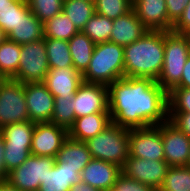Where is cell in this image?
<instances>
[{
  "label": "cell",
  "instance_id": "1",
  "mask_svg": "<svg viewBox=\"0 0 190 191\" xmlns=\"http://www.w3.org/2000/svg\"><path fill=\"white\" fill-rule=\"evenodd\" d=\"M111 120L128 129L156 126L168 120V93L150 78L124 77L108 86Z\"/></svg>",
  "mask_w": 190,
  "mask_h": 191
},
{
  "label": "cell",
  "instance_id": "2",
  "mask_svg": "<svg viewBox=\"0 0 190 191\" xmlns=\"http://www.w3.org/2000/svg\"><path fill=\"white\" fill-rule=\"evenodd\" d=\"M165 31L148 30L139 40L124 46V77L157 81L164 64Z\"/></svg>",
  "mask_w": 190,
  "mask_h": 191
},
{
  "label": "cell",
  "instance_id": "3",
  "mask_svg": "<svg viewBox=\"0 0 190 191\" xmlns=\"http://www.w3.org/2000/svg\"><path fill=\"white\" fill-rule=\"evenodd\" d=\"M82 78L85 83L106 86L124 78V46L110 41L97 43Z\"/></svg>",
  "mask_w": 190,
  "mask_h": 191
},
{
  "label": "cell",
  "instance_id": "4",
  "mask_svg": "<svg viewBox=\"0 0 190 191\" xmlns=\"http://www.w3.org/2000/svg\"><path fill=\"white\" fill-rule=\"evenodd\" d=\"M189 55L190 35L165 31L164 64L156 82L167 93L180 83Z\"/></svg>",
  "mask_w": 190,
  "mask_h": 191
},
{
  "label": "cell",
  "instance_id": "5",
  "mask_svg": "<svg viewBox=\"0 0 190 191\" xmlns=\"http://www.w3.org/2000/svg\"><path fill=\"white\" fill-rule=\"evenodd\" d=\"M91 157L123 167L129 157V129L113 122L85 141Z\"/></svg>",
  "mask_w": 190,
  "mask_h": 191
},
{
  "label": "cell",
  "instance_id": "6",
  "mask_svg": "<svg viewBox=\"0 0 190 191\" xmlns=\"http://www.w3.org/2000/svg\"><path fill=\"white\" fill-rule=\"evenodd\" d=\"M48 71L45 38L21 45L18 71L12 79L23 84L44 82Z\"/></svg>",
  "mask_w": 190,
  "mask_h": 191
},
{
  "label": "cell",
  "instance_id": "7",
  "mask_svg": "<svg viewBox=\"0 0 190 191\" xmlns=\"http://www.w3.org/2000/svg\"><path fill=\"white\" fill-rule=\"evenodd\" d=\"M29 120L24 84L12 78L0 85V128Z\"/></svg>",
  "mask_w": 190,
  "mask_h": 191
},
{
  "label": "cell",
  "instance_id": "8",
  "mask_svg": "<svg viewBox=\"0 0 190 191\" xmlns=\"http://www.w3.org/2000/svg\"><path fill=\"white\" fill-rule=\"evenodd\" d=\"M56 162L53 157L30 155L20 166L9 172L7 181L21 191H38L42 180Z\"/></svg>",
  "mask_w": 190,
  "mask_h": 191
},
{
  "label": "cell",
  "instance_id": "9",
  "mask_svg": "<svg viewBox=\"0 0 190 191\" xmlns=\"http://www.w3.org/2000/svg\"><path fill=\"white\" fill-rule=\"evenodd\" d=\"M129 156L147 160H165L161 124L129 129Z\"/></svg>",
  "mask_w": 190,
  "mask_h": 191
},
{
  "label": "cell",
  "instance_id": "10",
  "mask_svg": "<svg viewBox=\"0 0 190 191\" xmlns=\"http://www.w3.org/2000/svg\"><path fill=\"white\" fill-rule=\"evenodd\" d=\"M169 167L165 160H147L129 156L121 171L126 177L158 191Z\"/></svg>",
  "mask_w": 190,
  "mask_h": 191
},
{
  "label": "cell",
  "instance_id": "11",
  "mask_svg": "<svg viewBox=\"0 0 190 191\" xmlns=\"http://www.w3.org/2000/svg\"><path fill=\"white\" fill-rule=\"evenodd\" d=\"M75 118L93 113H109L108 86L83 82L74 94Z\"/></svg>",
  "mask_w": 190,
  "mask_h": 191
},
{
  "label": "cell",
  "instance_id": "12",
  "mask_svg": "<svg viewBox=\"0 0 190 191\" xmlns=\"http://www.w3.org/2000/svg\"><path fill=\"white\" fill-rule=\"evenodd\" d=\"M67 138L68 130L64 127L52 122L35 123L31 154L56 158Z\"/></svg>",
  "mask_w": 190,
  "mask_h": 191
},
{
  "label": "cell",
  "instance_id": "13",
  "mask_svg": "<svg viewBox=\"0 0 190 191\" xmlns=\"http://www.w3.org/2000/svg\"><path fill=\"white\" fill-rule=\"evenodd\" d=\"M164 158L172 166H186L190 158V138L169 120L161 123Z\"/></svg>",
  "mask_w": 190,
  "mask_h": 191
},
{
  "label": "cell",
  "instance_id": "14",
  "mask_svg": "<svg viewBox=\"0 0 190 191\" xmlns=\"http://www.w3.org/2000/svg\"><path fill=\"white\" fill-rule=\"evenodd\" d=\"M24 95L29 120L34 123L51 122L54 111V96L43 82L25 83Z\"/></svg>",
  "mask_w": 190,
  "mask_h": 191
},
{
  "label": "cell",
  "instance_id": "15",
  "mask_svg": "<svg viewBox=\"0 0 190 191\" xmlns=\"http://www.w3.org/2000/svg\"><path fill=\"white\" fill-rule=\"evenodd\" d=\"M121 173V167L118 165L92 158L81 171L80 177L81 181L99 191H107L113 187Z\"/></svg>",
  "mask_w": 190,
  "mask_h": 191
},
{
  "label": "cell",
  "instance_id": "16",
  "mask_svg": "<svg viewBox=\"0 0 190 191\" xmlns=\"http://www.w3.org/2000/svg\"><path fill=\"white\" fill-rule=\"evenodd\" d=\"M43 83L54 97H74L83 78L74 67L54 68L49 69Z\"/></svg>",
  "mask_w": 190,
  "mask_h": 191
},
{
  "label": "cell",
  "instance_id": "17",
  "mask_svg": "<svg viewBox=\"0 0 190 191\" xmlns=\"http://www.w3.org/2000/svg\"><path fill=\"white\" fill-rule=\"evenodd\" d=\"M132 9L148 30L169 31L165 0H136Z\"/></svg>",
  "mask_w": 190,
  "mask_h": 191
},
{
  "label": "cell",
  "instance_id": "18",
  "mask_svg": "<svg viewBox=\"0 0 190 191\" xmlns=\"http://www.w3.org/2000/svg\"><path fill=\"white\" fill-rule=\"evenodd\" d=\"M147 32L148 29L132 9L127 14L113 20V29L109 41L126 46L139 40Z\"/></svg>",
  "mask_w": 190,
  "mask_h": 191
},
{
  "label": "cell",
  "instance_id": "19",
  "mask_svg": "<svg viewBox=\"0 0 190 191\" xmlns=\"http://www.w3.org/2000/svg\"><path fill=\"white\" fill-rule=\"evenodd\" d=\"M111 123L110 113H93L76 118L68 130V137L85 142L102 132Z\"/></svg>",
  "mask_w": 190,
  "mask_h": 191
},
{
  "label": "cell",
  "instance_id": "20",
  "mask_svg": "<svg viewBox=\"0 0 190 191\" xmlns=\"http://www.w3.org/2000/svg\"><path fill=\"white\" fill-rule=\"evenodd\" d=\"M81 180L76 168L66 166L65 162H55L48 171L38 191H69L72 185Z\"/></svg>",
  "mask_w": 190,
  "mask_h": 191
},
{
  "label": "cell",
  "instance_id": "21",
  "mask_svg": "<svg viewBox=\"0 0 190 191\" xmlns=\"http://www.w3.org/2000/svg\"><path fill=\"white\" fill-rule=\"evenodd\" d=\"M6 38L20 45L41 40L44 38L43 23L28 9Z\"/></svg>",
  "mask_w": 190,
  "mask_h": 191
},
{
  "label": "cell",
  "instance_id": "22",
  "mask_svg": "<svg viewBox=\"0 0 190 191\" xmlns=\"http://www.w3.org/2000/svg\"><path fill=\"white\" fill-rule=\"evenodd\" d=\"M55 159L56 162H65L66 166L76 168V171L81 174V171L90 162L92 157L86 142L68 137Z\"/></svg>",
  "mask_w": 190,
  "mask_h": 191
},
{
  "label": "cell",
  "instance_id": "23",
  "mask_svg": "<svg viewBox=\"0 0 190 191\" xmlns=\"http://www.w3.org/2000/svg\"><path fill=\"white\" fill-rule=\"evenodd\" d=\"M73 67L83 74L89 66L95 43L82 31H78L69 41Z\"/></svg>",
  "mask_w": 190,
  "mask_h": 191
},
{
  "label": "cell",
  "instance_id": "24",
  "mask_svg": "<svg viewBox=\"0 0 190 191\" xmlns=\"http://www.w3.org/2000/svg\"><path fill=\"white\" fill-rule=\"evenodd\" d=\"M62 12L71 20L78 31H82L95 14V5L94 2L86 0H64Z\"/></svg>",
  "mask_w": 190,
  "mask_h": 191
},
{
  "label": "cell",
  "instance_id": "25",
  "mask_svg": "<svg viewBox=\"0 0 190 191\" xmlns=\"http://www.w3.org/2000/svg\"><path fill=\"white\" fill-rule=\"evenodd\" d=\"M35 123L30 120L4 125L0 133L5 145L31 146Z\"/></svg>",
  "mask_w": 190,
  "mask_h": 191
},
{
  "label": "cell",
  "instance_id": "26",
  "mask_svg": "<svg viewBox=\"0 0 190 191\" xmlns=\"http://www.w3.org/2000/svg\"><path fill=\"white\" fill-rule=\"evenodd\" d=\"M49 69L73 67L67 40L45 38Z\"/></svg>",
  "mask_w": 190,
  "mask_h": 191
},
{
  "label": "cell",
  "instance_id": "27",
  "mask_svg": "<svg viewBox=\"0 0 190 191\" xmlns=\"http://www.w3.org/2000/svg\"><path fill=\"white\" fill-rule=\"evenodd\" d=\"M21 45L6 38L0 45V73L6 78H13L20 62Z\"/></svg>",
  "mask_w": 190,
  "mask_h": 191
},
{
  "label": "cell",
  "instance_id": "28",
  "mask_svg": "<svg viewBox=\"0 0 190 191\" xmlns=\"http://www.w3.org/2000/svg\"><path fill=\"white\" fill-rule=\"evenodd\" d=\"M43 28L44 38H54L58 40L69 41L78 32L64 12H60L58 15H55L43 23Z\"/></svg>",
  "mask_w": 190,
  "mask_h": 191
},
{
  "label": "cell",
  "instance_id": "29",
  "mask_svg": "<svg viewBox=\"0 0 190 191\" xmlns=\"http://www.w3.org/2000/svg\"><path fill=\"white\" fill-rule=\"evenodd\" d=\"M113 29V20L106 16L95 13L86 23L82 32L95 44L108 42Z\"/></svg>",
  "mask_w": 190,
  "mask_h": 191
},
{
  "label": "cell",
  "instance_id": "30",
  "mask_svg": "<svg viewBox=\"0 0 190 191\" xmlns=\"http://www.w3.org/2000/svg\"><path fill=\"white\" fill-rule=\"evenodd\" d=\"M158 191H190V167H169Z\"/></svg>",
  "mask_w": 190,
  "mask_h": 191
},
{
  "label": "cell",
  "instance_id": "31",
  "mask_svg": "<svg viewBox=\"0 0 190 191\" xmlns=\"http://www.w3.org/2000/svg\"><path fill=\"white\" fill-rule=\"evenodd\" d=\"M73 99L74 97H54L55 104L51 118L52 123L69 130L76 119Z\"/></svg>",
  "mask_w": 190,
  "mask_h": 191
},
{
  "label": "cell",
  "instance_id": "32",
  "mask_svg": "<svg viewBox=\"0 0 190 191\" xmlns=\"http://www.w3.org/2000/svg\"><path fill=\"white\" fill-rule=\"evenodd\" d=\"M29 9L26 0H16L11 6L0 9V28L7 36Z\"/></svg>",
  "mask_w": 190,
  "mask_h": 191
},
{
  "label": "cell",
  "instance_id": "33",
  "mask_svg": "<svg viewBox=\"0 0 190 191\" xmlns=\"http://www.w3.org/2000/svg\"><path fill=\"white\" fill-rule=\"evenodd\" d=\"M94 5L95 13L112 20L127 14L133 8L130 0H95Z\"/></svg>",
  "mask_w": 190,
  "mask_h": 191
},
{
  "label": "cell",
  "instance_id": "34",
  "mask_svg": "<svg viewBox=\"0 0 190 191\" xmlns=\"http://www.w3.org/2000/svg\"><path fill=\"white\" fill-rule=\"evenodd\" d=\"M64 0H26L30 11L42 22L62 12Z\"/></svg>",
  "mask_w": 190,
  "mask_h": 191
},
{
  "label": "cell",
  "instance_id": "35",
  "mask_svg": "<svg viewBox=\"0 0 190 191\" xmlns=\"http://www.w3.org/2000/svg\"><path fill=\"white\" fill-rule=\"evenodd\" d=\"M31 155V146L5 145L4 163L7 173L11 172Z\"/></svg>",
  "mask_w": 190,
  "mask_h": 191
},
{
  "label": "cell",
  "instance_id": "36",
  "mask_svg": "<svg viewBox=\"0 0 190 191\" xmlns=\"http://www.w3.org/2000/svg\"><path fill=\"white\" fill-rule=\"evenodd\" d=\"M169 113H190V89L174 88L168 93Z\"/></svg>",
  "mask_w": 190,
  "mask_h": 191
},
{
  "label": "cell",
  "instance_id": "37",
  "mask_svg": "<svg viewBox=\"0 0 190 191\" xmlns=\"http://www.w3.org/2000/svg\"><path fill=\"white\" fill-rule=\"evenodd\" d=\"M115 191H156L151 186L145 185L121 173L112 187Z\"/></svg>",
  "mask_w": 190,
  "mask_h": 191
},
{
  "label": "cell",
  "instance_id": "38",
  "mask_svg": "<svg viewBox=\"0 0 190 191\" xmlns=\"http://www.w3.org/2000/svg\"><path fill=\"white\" fill-rule=\"evenodd\" d=\"M167 15L169 18V31L173 25L179 20L190 0H165Z\"/></svg>",
  "mask_w": 190,
  "mask_h": 191
},
{
  "label": "cell",
  "instance_id": "39",
  "mask_svg": "<svg viewBox=\"0 0 190 191\" xmlns=\"http://www.w3.org/2000/svg\"><path fill=\"white\" fill-rule=\"evenodd\" d=\"M168 120L190 138V113H169Z\"/></svg>",
  "mask_w": 190,
  "mask_h": 191
},
{
  "label": "cell",
  "instance_id": "40",
  "mask_svg": "<svg viewBox=\"0 0 190 191\" xmlns=\"http://www.w3.org/2000/svg\"><path fill=\"white\" fill-rule=\"evenodd\" d=\"M171 31L178 34H190V2L186 6L179 20L173 25Z\"/></svg>",
  "mask_w": 190,
  "mask_h": 191
},
{
  "label": "cell",
  "instance_id": "41",
  "mask_svg": "<svg viewBox=\"0 0 190 191\" xmlns=\"http://www.w3.org/2000/svg\"><path fill=\"white\" fill-rule=\"evenodd\" d=\"M5 142L0 133V181H6L8 178L7 169L4 163Z\"/></svg>",
  "mask_w": 190,
  "mask_h": 191
},
{
  "label": "cell",
  "instance_id": "42",
  "mask_svg": "<svg viewBox=\"0 0 190 191\" xmlns=\"http://www.w3.org/2000/svg\"><path fill=\"white\" fill-rule=\"evenodd\" d=\"M175 88H188L190 89V55L187 58L184 70L181 76L180 83Z\"/></svg>",
  "mask_w": 190,
  "mask_h": 191
},
{
  "label": "cell",
  "instance_id": "43",
  "mask_svg": "<svg viewBox=\"0 0 190 191\" xmlns=\"http://www.w3.org/2000/svg\"><path fill=\"white\" fill-rule=\"evenodd\" d=\"M69 191H99V190L80 180L79 182L72 185Z\"/></svg>",
  "mask_w": 190,
  "mask_h": 191
},
{
  "label": "cell",
  "instance_id": "44",
  "mask_svg": "<svg viewBox=\"0 0 190 191\" xmlns=\"http://www.w3.org/2000/svg\"><path fill=\"white\" fill-rule=\"evenodd\" d=\"M0 191H21L18 188L12 186L7 180L0 181Z\"/></svg>",
  "mask_w": 190,
  "mask_h": 191
},
{
  "label": "cell",
  "instance_id": "45",
  "mask_svg": "<svg viewBox=\"0 0 190 191\" xmlns=\"http://www.w3.org/2000/svg\"><path fill=\"white\" fill-rule=\"evenodd\" d=\"M16 0H0V9L11 6Z\"/></svg>",
  "mask_w": 190,
  "mask_h": 191
},
{
  "label": "cell",
  "instance_id": "46",
  "mask_svg": "<svg viewBox=\"0 0 190 191\" xmlns=\"http://www.w3.org/2000/svg\"><path fill=\"white\" fill-rule=\"evenodd\" d=\"M6 39V35L4 34L3 30L0 28V45Z\"/></svg>",
  "mask_w": 190,
  "mask_h": 191
},
{
  "label": "cell",
  "instance_id": "47",
  "mask_svg": "<svg viewBox=\"0 0 190 191\" xmlns=\"http://www.w3.org/2000/svg\"><path fill=\"white\" fill-rule=\"evenodd\" d=\"M6 78L0 73V85Z\"/></svg>",
  "mask_w": 190,
  "mask_h": 191
},
{
  "label": "cell",
  "instance_id": "48",
  "mask_svg": "<svg viewBox=\"0 0 190 191\" xmlns=\"http://www.w3.org/2000/svg\"><path fill=\"white\" fill-rule=\"evenodd\" d=\"M187 166H189V167H190V158H189V161H188V164H187Z\"/></svg>",
  "mask_w": 190,
  "mask_h": 191
}]
</instances>
